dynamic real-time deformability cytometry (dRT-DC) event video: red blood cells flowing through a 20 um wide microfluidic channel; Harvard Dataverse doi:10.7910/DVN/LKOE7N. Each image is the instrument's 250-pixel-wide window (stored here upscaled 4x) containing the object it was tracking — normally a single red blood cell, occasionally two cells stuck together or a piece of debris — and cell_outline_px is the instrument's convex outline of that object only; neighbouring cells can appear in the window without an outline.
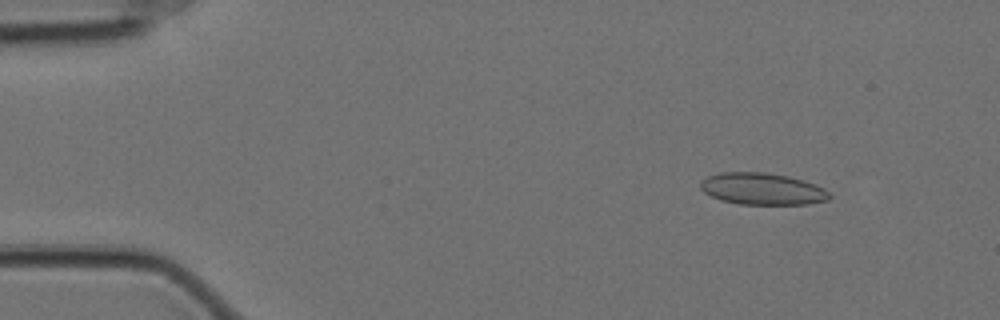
{"species": "Egyptian fruit bat (a non-hibernating species)", "species_latin": "Rousettus aegyptiacus", "temperature_condition": "cold", "stored_images_in_passage": 57, "camera_frame_rate_fps": 3000, "um_per_image_px": 0.085, "animal": {"sex": "female"}, "frame": {"image": 1, "passage_image": 6, "time_ms": 1.667, "image_size_px": [1000, 320], "cell_outline_px": [[832, 196], [828, 200], [808, 204], [740, 204], [720, 200], [704, 192], [700, 188], [700, 184], [708, 176], [720, 172], [768, 172], [788, 176], [804, 180], [816, 184], [824, 188]], "centroid_in_image_um": [64.82, 16.05], "position_along_channel_um": 20.2, "area_um2": 23.99}}
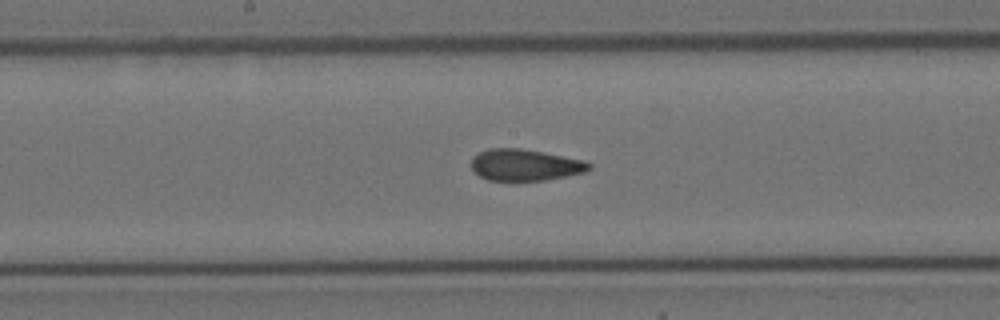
{"frame": {"image": 2, "passage_image": 29, "time_ms": 9.333, "image_size_px": [1000, 320], "cell_outline_px": [[592, 168], [584, 172], [544, 180], [488, 180], [480, 176], [472, 168], [472, 160], [480, 152], [488, 148], [520, 148], [584, 160], [592, 164]], "centroid_in_image_um": [44.64, 14.02], "position_along_channel_um": 203.6, "area_um2": 21.27}}
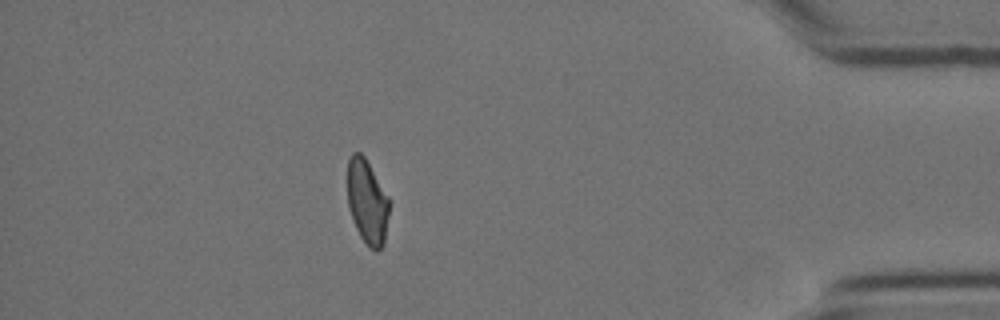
{"frame": {"image": 3, "passage_image": 50, "time_ms": 16.333, "image_size_px": [1000, 320], "cell_outline_px": [[388, 216], [384, 244], [376, 252], [360, 236], [352, 220], [348, 208], [348, 160], [352, 152], [360, 152], [364, 156], [388, 196]], "centroid_in_image_um": [31.2, 17.14], "position_along_channel_um": 404.0, "area_um2": 20.29}, "authors_computed_cell_mechanics": {"area_um2": 22.3108, "velocity_mm_per_s": 3.5111, "shape_relaxation_time_tau1_ms": null, "shape_relaxation_time_tau2_ms": 1.6999, "deformation_change_tau1": null, "deformation_change_tau2": 0.0881}}